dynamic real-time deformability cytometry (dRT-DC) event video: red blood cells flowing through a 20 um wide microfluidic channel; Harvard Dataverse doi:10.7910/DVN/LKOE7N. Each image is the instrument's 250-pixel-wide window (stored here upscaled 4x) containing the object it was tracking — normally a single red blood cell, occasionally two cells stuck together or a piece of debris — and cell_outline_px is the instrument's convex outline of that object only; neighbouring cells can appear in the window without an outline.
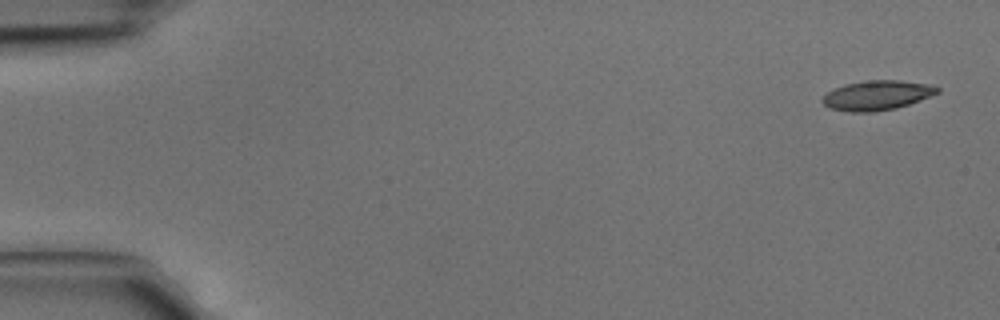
{"species": "common noctule bat (a hibernating species)", "species_latin": "Nyctalus noctula", "temperature_condition": "cold", "stored_images_in_passage": 4, "camera_frame_rate_fps": 3000, "um_per_image_px": 0.085, "animal": {"sex": "male", "body_mass_g": 15.6}, "frame": {"image": 1, "passage_image": 1, "time_ms": 0.0, "image_size_px": [1000, 320], "cell_outline_px": [[940, 92], [908, 104], [896, 108], [872, 112], [852, 112], [832, 108], [824, 104], [820, 100], [832, 88], [848, 84], [868, 80], [900, 80], [928, 84], [940, 88]], "centroid_in_image_um": [74.54, 8.09], "position_along_channel_um": 10.5, "area_um2": 19.59}}
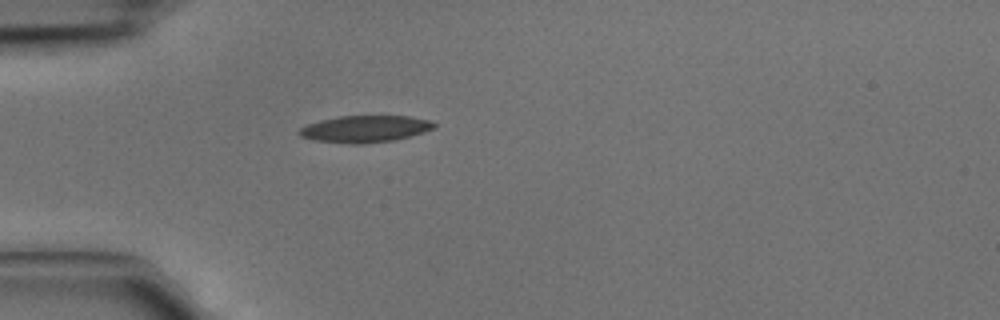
{"frame": {"image": 2, "passage_image": 4, "time_ms": 1.0, "image_size_px": [1000, 320], "cell_outline_px": [[436, 128], [424, 132], [392, 140], [364, 144], [352, 144], [312, 140], [300, 136], [296, 132], [300, 128], [308, 124], [320, 120], [340, 116], [408, 116], [428, 120], [436, 124]], "centroid_in_image_um": [30.99, 10.96], "position_along_channel_um": 54.0, "area_um2": 21.04}}